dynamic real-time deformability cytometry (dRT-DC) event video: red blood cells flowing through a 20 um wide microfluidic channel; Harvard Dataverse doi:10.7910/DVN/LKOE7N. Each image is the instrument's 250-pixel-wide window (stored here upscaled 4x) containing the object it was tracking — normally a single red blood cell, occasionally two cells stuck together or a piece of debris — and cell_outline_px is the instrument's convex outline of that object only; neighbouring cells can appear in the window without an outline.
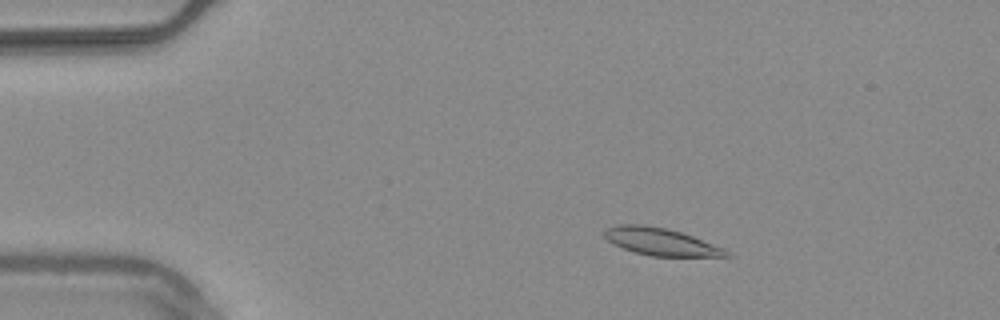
{"species": "common noctule bat (a hibernating species)", "species_latin": "Nyctalus noctula", "temperature_condition": "warm", "stored_images_in_passage": 54, "camera_frame_rate_fps": 3000, "um_per_image_px": 0.085, "animal": {"sex": "male", "body_mass_g": 20.4}, "frame": {"image": 1, "passage_image": 10, "time_ms": 3.0, "image_size_px": [1000, 320], "cell_outline_px": [[736, 256], [652, 256], [636, 252], [624, 248], [608, 240], [604, 236], [604, 232], [608, 228], [616, 224], [644, 224], [668, 228], [692, 236], [724, 248]], "centroid_in_image_um": [56.2, 20.53], "position_along_channel_um": 28.8, "area_um2": 19.25}}
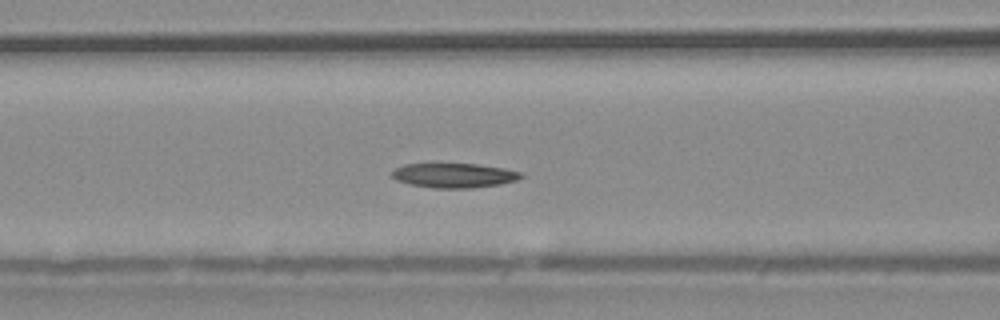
{"frame": {"image": 2, "passage_image": 23, "time_ms": 7.333, "image_size_px": [1000, 320], "cell_outline_px": [[524, 176], [516, 180], [500, 184], [472, 188], [432, 188], [408, 184], [396, 180], [388, 172], [404, 164], [432, 160], [436, 160], [476, 164], [504, 168], [520, 172]], "centroid_in_image_um": [38.47, 14.85], "position_along_channel_um": 128.1, "area_um2": 19.59}}
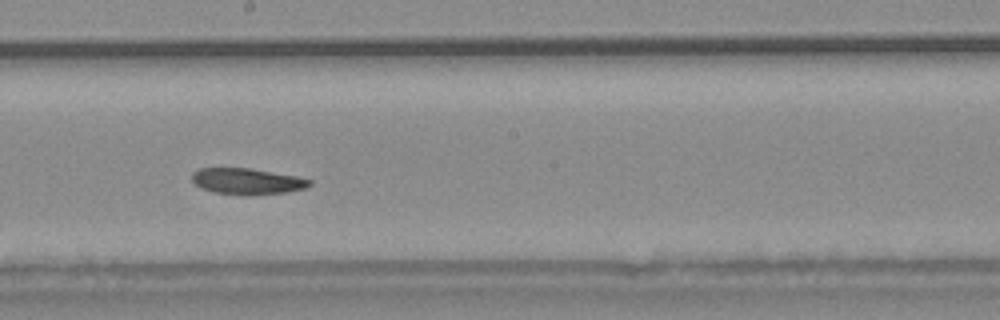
{"frame": {"image": 3, "passage_image": 31, "time_ms": 10.0, "image_size_px": [1000, 320], "cell_outline_px": [[312, 184], [304, 188], [284, 192], [248, 196], [216, 192], [200, 188], [192, 180], [192, 172], [200, 168], [248, 168], [296, 176], [312, 180]], "centroid_in_image_um": [20.98, 15.41], "position_along_channel_um": 227.2, "area_um2": 17.8}}